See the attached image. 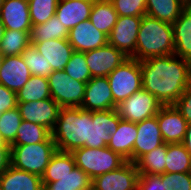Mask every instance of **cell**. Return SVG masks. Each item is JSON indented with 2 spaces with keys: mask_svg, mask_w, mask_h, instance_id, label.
<instances>
[{
  "mask_svg": "<svg viewBox=\"0 0 191 190\" xmlns=\"http://www.w3.org/2000/svg\"><path fill=\"white\" fill-rule=\"evenodd\" d=\"M167 155V144L153 149L147 154L142 155L136 162L139 174H163L165 173Z\"/></svg>",
  "mask_w": 191,
  "mask_h": 190,
  "instance_id": "obj_32",
  "label": "cell"
},
{
  "mask_svg": "<svg viewBox=\"0 0 191 190\" xmlns=\"http://www.w3.org/2000/svg\"><path fill=\"white\" fill-rule=\"evenodd\" d=\"M161 181L164 190H191V172L163 173Z\"/></svg>",
  "mask_w": 191,
  "mask_h": 190,
  "instance_id": "obj_40",
  "label": "cell"
},
{
  "mask_svg": "<svg viewBox=\"0 0 191 190\" xmlns=\"http://www.w3.org/2000/svg\"><path fill=\"white\" fill-rule=\"evenodd\" d=\"M4 33H5V27L3 26V24L0 21V43L2 42Z\"/></svg>",
  "mask_w": 191,
  "mask_h": 190,
  "instance_id": "obj_46",
  "label": "cell"
},
{
  "mask_svg": "<svg viewBox=\"0 0 191 190\" xmlns=\"http://www.w3.org/2000/svg\"><path fill=\"white\" fill-rule=\"evenodd\" d=\"M31 77L22 55L4 57L0 67V84L17 93Z\"/></svg>",
  "mask_w": 191,
  "mask_h": 190,
  "instance_id": "obj_19",
  "label": "cell"
},
{
  "mask_svg": "<svg viewBox=\"0 0 191 190\" xmlns=\"http://www.w3.org/2000/svg\"><path fill=\"white\" fill-rule=\"evenodd\" d=\"M137 190H164L160 174H139Z\"/></svg>",
  "mask_w": 191,
  "mask_h": 190,
  "instance_id": "obj_41",
  "label": "cell"
},
{
  "mask_svg": "<svg viewBox=\"0 0 191 190\" xmlns=\"http://www.w3.org/2000/svg\"><path fill=\"white\" fill-rule=\"evenodd\" d=\"M3 59L4 55L0 52V67L2 66Z\"/></svg>",
  "mask_w": 191,
  "mask_h": 190,
  "instance_id": "obj_48",
  "label": "cell"
},
{
  "mask_svg": "<svg viewBox=\"0 0 191 190\" xmlns=\"http://www.w3.org/2000/svg\"><path fill=\"white\" fill-rule=\"evenodd\" d=\"M75 159L71 152L57 150L51 157L42 178L43 187L50 182H55L56 178L64 177L75 168Z\"/></svg>",
  "mask_w": 191,
  "mask_h": 190,
  "instance_id": "obj_26",
  "label": "cell"
},
{
  "mask_svg": "<svg viewBox=\"0 0 191 190\" xmlns=\"http://www.w3.org/2000/svg\"><path fill=\"white\" fill-rule=\"evenodd\" d=\"M68 42L74 51L87 52L106 45L108 36L96 29L88 19L69 30Z\"/></svg>",
  "mask_w": 191,
  "mask_h": 190,
  "instance_id": "obj_16",
  "label": "cell"
},
{
  "mask_svg": "<svg viewBox=\"0 0 191 190\" xmlns=\"http://www.w3.org/2000/svg\"><path fill=\"white\" fill-rule=\"evenodd\" d=\"M107 79L112 90L114 106L129 98L133 93L142 89V74L138 60L128 57Z\"/></svg>",
  "mask_w": 191,
  "mask_h": 190,
  "instance_id": "obj_6",
  "label": "cell"
},
{
  "mask_svg": "<svg viewBox=\"0 0 191 190\" xmlns=\"http://www.w3.org/2000/svg\"><path fill=\"white\" fill-rule=\"evenodd\" d=\"M188 6V0H147L146 15L173 24Z\"/></svg>",
  "mask_w": 191,
  "mask_h": 190,
  "instance_id": "obj_25",
  "label": "cell"
},
{
  "mask_svg": "<svg viewBox=\"0 0 191 190\" xmlns=\"http://www.w3.org/2000/svg\"><path fill=\"white\" fill-rule=\"evenodd\" d=\"M0 190H44L42 178L10 165L0 176Z\"/></svg>",
  "mask_w": 191,
  "mask_h": 190,
  "instance_id": "obj_23",
  "label": "cell"
},
{
  "mask_svg": "<svg viewBox=\"0 0 191 190\" xmlns=\"http://www.w3.org/2000/svg\"><path fill=\"white\" fill-rule=\"evenodd\" d=\"M81 108L91 112L116 109L107 77H93L86 83Z\"/></svg>",
  "mask_w": 191,
  "mask_h": 190,
  "instance_id": "obj_13",
  "label": "cell"
},
{
  "mask_svg": "<svg viewBox=\"0 0 191 190\" xmlns=\"http://www.w3.org/2000/svg\"><path fill=\"white\" fill-rule=\"evenodd\" d=\"M136 123L120 120L117 131L111 135L107 147L126 161L132 162L134 143L137 138Z\"/></svg>",
  "mask_w": 191,
  "mask_h": 190,
  "instance_id": "obj_22",
  "label": "cell"
},
{
  "mask_svg": "<svg viewBox=\"0 0 191 190\" xmlns=\"http://www.w3.org/2000/svg\"><path fill=\"white\" fill-rule=\"evenodd\" d=\"M174 50L172 24L143 15L137 35L135 53L131 57L141 61L151 57L174 54Z\"/></svg>",
  "mask_w": 191,
  "mask_h": 190,
  "instance_id": "obj_3",
  "label": "cell"
},
{
  "mask_svg": "<svg viewBox=\"0 0 191 190\" xmlns=\"http://www.w3.org/2000/svg\"><path fill=\"white\" fill-rule=\"evenodd\" d=\"M52 132L44 126L29 121H21L15 141L10 146L36 144L48 141Z\"/></svg>",
  "mask_w": 191,
  "mask_h": 190,
  "instance_id": "obj_31",
  "label": "cell"
},
{
  "mask_svg": "<svg viewBox=\"0 0 191 190\" xmlns=\"http://www.w3.org/2000/svg\"><path fill=\"white\" fill-rule=\"evenodd\" d=\"M173 105L180 112L187 123H191V84L185 89Z\"/></svg>",
  "mask_w": 191,
  "mask_h": 190,
  "instance_id": "obj_42",
  "label": "cell"
},
{
  "mask_svg": "<svg viewBox=\"0 0 191 190\" xmlns=\"http://www.w3.org/2000/svg\"><path fill=\"white\" fill-rule=\"evenodd\" d=\"M30 44V32L5 29L0 43V52L4 57L22 55Z\"/></svg>",
  "mask_w": 191,
  "mask_h": 190,
  "instance_id": "obj_34",
  "label": "cell"
},
{
  "mask_svg": "<svg viewBox=\"0 0 191 190\" xmlns=\"http://www.w3.org/2000/svg\"><path fill=\"white\" fill-rule=\"evenodd\" d=\"M139 172L135 163L126 161L118 169L92 180V190H137Z\"/></svg>",
  "mask_w": 191,
  "mask_h": 190,
  "instance_id": "obj_9",
  "label": "cell"
},
{
  "mask_svg": "<svg viewBox=\"0 0 191 190\" xmlns=\"http://www.w3.org/2000/svg\"><path fill=\"white\" fill-rule=\"evenodd\" d=\"M51 98L48 79L31 75L28 82L17 92V102L26 103Z\"/></svg>",
  "mask_w": 191,
  "mask_h": 190,
  "instance_id": "obj_30",
  "label": "cell"
},
{
  "mask_svg": "<svg viewBox=\"0 0 191 190\" xmlns=\"http://www.w3.org/2000/svg\"><path fill=\"white\" fill-rule=\"evenodd\" d=\"M63 71L74 80L87 83L91 78L85 52L74 51Z\"/></svg>",
  "mask_w": 191,
  "mask_h": 190,
  "instance_id": "obj_38",
  "label": "cell"
},
{
  "mask_svg": "<svg viewBox=\"0 0 191 190\" xmlns=\"http://www.w3.org/2000/svg\"><path fill=\"white\" fill-rule=\"evenodd\" d=\"M142 88L162 105H173L191 84V64L174 54L139 61Z\"/></svg>",
  "mask_w": 191,
  "mask_h": 190,
  "instance_id": "obj_1",
  "label": "cell"
},
{
  "mask_svg": "<svg viewBox=\"0 0 191 190\" xmlns=\"http://www.w3.org/2000/svg\"><path fill=\"white\" fill-rule=\"evenodd\" d=\"M137 138L134 143L132 162L135 163L142 155L161 146L164 142L157 116L136 123Z\"/></svg>",
  "mask_w": 191,
  "mask_h": 190,
  "instance_id": "obj_17",
  "label": "cell"
},
{
  "mask_svg": "<svg viewBox=\"0 0 191 190\" xmlns=\"http://www.w3.org/2000/svg\"><path fill=\"white\" fill-rule=\"evenodd\" d=\"M117 19L118 14L109 0L94 1L89 20L96 29L108 36L116 24Z\"/></svg>",
  "mask_w": 191,
  "mask_h": 190,
  "instance_id": "obj_27",
  "label": "cell"
},
{
  "mask_svg": "<svg viewBox=\"0 0 191 190\" xmlns=\"http://www.w3.org/2000/svg\"><path fill=\"white\" fill-rule=\"evenodd\" d=\"M22 120L44 126L53 131L61 107L52 99L18 103L17 105Z\"/></svg>",
  "mask_w": 191,
  "mask_h": 190,
  "instance_id": "obj_12",
  "label": "cell"
},
{
  "mask_svg": "<svg viewBox=\"0 0 191 190\" xmlns=\"http://www.w3.org/2000/svg\"><path fill=\"white\" fill-rule=\"evenodd\" d=\"M59 0H28L32 25L47 22L56 13Z\"/></svg>",
  "mask_w": 191,
  "mask_h": 190,
  "instance_id": "obj_35",
  "label": "cell"
},
{
  "mask_svg": "<svg viewBox=\"0 0 191 190\" xmlns=\"http://www.w3.org/2000/svg\"><path fill=\"white\" fill-rule=\"evenodd\" d=\"M69 31L54 15L43 24L32 25L30 42H43L53 39H68Z\"/></svg>",
  "mask_w": 191,
  "mask_h": 190,
  "instance_id": "obj_29",
  "label": "cell"
},
{
  "mask_svg": "<svg viewBox=\"0 0 191 190\" xmlns=\"http://www.w3.org/2000/svg\"><path fill=\"white\" fill-rule=\"evenodd\" d=\"M11 165V147H0V176Z\"/></svg>",
  "mask_w": 191,
  "mask_h": 190,
  "instance_id": "obj_44",
  "label": "cell"
},
{
  "mask_svg": "<svg viewBox=\"0 0 191 190\" xmlns=\"http://www.w3.org/2000/svg\"><path fill=\"white\" fill-rule=\"evenodd\" d=\"M182 144L184 145L188 153L191 155V123H189L187 126V130Z\"/></svg>",
  "mask_w": 191,
  "mask_h": 190,
  "instance_id": "obj_45",
  "label": "cell"
},
{
  "mask_svg": "<svg viewBox=\"0 0 191 190\" xmlns=\"http://www.w3.org/2000/svg\"><path fill=\"white\" fill-rule=\"evenodd\" d=\"M51 98L61 107H81L86 83L74 80L65 71H52L47 77Z\"/></svg>",
  "mask_w": 191,
  "mask_h": 190,
  "instance_id": "obj_7",
  "label": "cell"
},
{
  "mask_svg": "<svg viewBox=\"0 0 191 190\" xmlns=\"http://www.w3.org/2000/svg\"><path fill=\"white\" fill-rule=\"evenodd\" d=\"M17 93L0 84V113L17 107Z\"/></svg>",
  "mask_w": 191,
  "mask_h": 190,
  "instance_id": "obj_43",
  "label": "cell"
},
{
  "mask_svg": "<svg viewBox=\"0 0 191 190\" xmlns=\"http://www.w3.org/2000/svg\"><path fill=\"white\" fill-rule=\"evenodd\" d=\"M44 190H92V179L79 167L55 182L47 183Z\"/></svg>",
  "mask_w": 191,
  "mask_h": 190,
  "instance_id": "obj_28",
  "label": "cell"
},
{
  "mask_svg": "<svg viewBox=\"0 0 191 190\" xmlns=\"http://www.w3.org/2000/svg\"><path fill=\"white\" fill-rule=\"evenodd\" d=\"M10 147L11 165L40 177L48 166L52 155L57 151L52 137L48 141L36 144Z\"/></svg>",
  "mask_w": 191,
  "mask_h": 190,
  "instance_id": "obj_4",
  "label": "cell"
},
{
  "mask_svg": "<svg viewBox=\"0 0 191 190\" xmlns=\"http://www.w3.org/2000/svg\"><path fill=\"white\" fill-rule=\"evenodd\" d=\"M162 106L153 94L142 88L120 102L116 110L122 120L138 123L156 116Z\"/></svg>",
  "mask_w": 191,
  "mask_h": 190,
  "instance_id": "obj_8",
  "label": "cell"
},
{
  "mask_svg": "<svg viewBox=\"0 0 191 190\" xmlns=\"http://www.w3.org/2000/svg\"><path fill=\"white\" fill-rule=\"evenodd\" d=\"M165 173L191 172V155L182 143L167 144Z\"/></svg>",
  "mask_w": 191,
  "mask_h": 190,
  "instance_id": "obj_33",
  "label": "cell"
},
{
  "mask_svg": "<svg viewBox=\"0 0 191 190\" xmlns=\"http://www.w3.org/2000/svg\"><path fill=\"white\" fill-rule=\"evenodd\" d=\"M141 21L142 17L118 16L116 24L108 35V43L127 57H131L135 53Z\"/></svg>",
  "mask_w": 191,
  "mask_h": 190,
  "instance_id": "obj_10",
  "label": "cell"
},
{
  "mask_svg": "<svg viewBox=\"0 0 191 190\" xmlns=\"http://www.w3.org/2000/svg\"><path fill=\"white\" fill-rule=\"evenodd\" d=\"M21 121L18 107L0 113V134L7 144L11 145L15 141Z\"/></svg>",
  "mask_w": 191,
  "mask_h": 190,
  "instance_id": "obj_37",
  "label": "cell"
},
{
  "mask_svg": "<svg viewBox=\"0 0 191 190\" xmlns=\"http://www.w3.org/2000/svg\"><path fill=\"white\" fill-rule=\"evenodd\" d=\"M90 122H93L91 111L81 107L61 108L52 131L57 150L72 152L80 147L90 148Z\"/></svg>",
  "mask_w": 191,
  "mask_h": 190,
  "instance_id": "obj_2",
  "label": "cell"
},
{
  "mask_svg": "<svg viewBox=\"0 0 191 190\" xmlns=\"http://www.w3.org/2000/svg\"><path fill=\"white\" fill-rule=\"evenodd\" d=\"M44 56L52 71L63 70L74 52L68 39H53L43 42H30Z\"/></svg>",
  "mask_w": 191,
  "mask_h": 190,
  "instance_id": "obj_20",
  "label": "cell"
},
{
  "mask_svg": "<svg viewBox=\"0 0 191 190\" xmlns=\"http://www.w3.org/2000/svg\"><path fill=\"white\" fill-rule=\"evenodd\" d=\"M128 57L114 46L106 45L85 52V59L93 77H107Z\"/></svg>",
  "mask_w": 191,
  "mask_h": 190,
  "instance_id": "obj_11",
  "label": "cell"
},
{
  "mask_svg": "<svg viewBox=\"0 0 191 190\" xmlns=\"http://www.w3.org/2000/svg\"><path fill=\"white\" fill-rule=\"evenodd\" d=\"M77 167L92 180L102 174L118 169L126 160L107 146L102 148L80 147L72 152Z\"/></svg>",
  "mask_w": 191,
  "mask_h": 190,
  "instance_id": "obj_5",
  "label": "cell"
},
{
  "mask_svg": "<svg viewBox=\"0 0 191 190\" xmlns=\"http://www.w3.org/2000/svg\"><path fill=\"white\" fill-rule=\"evenodd\" d=\"M22 57L31 75L47 78L51 74V65L47 64V61L44 59L45 57L37 51L34 45L30 44L22 52Z\"/></svg>",
  "mask_w": 191,
  "mask_h": 190,
  "instance_id": "obj_36",
  "label": "cell"
},
{
  "mask_svg": "<svg viewBox=\"0 0 191 190\" xmlns=\"http://www.w3.org/2000/svg\"><path fill=\"white\" fill-rule=\"evenodd\" d=\"M3 2H4V0H0V7H1V5H2Z\"/></svg>",
  "mask_w": 191,
  "mask_h": 190,
  "instance_id": "obj_49",
  "label": "cell"
},
{
  "mask_svg": "<svg viewBox=\"0 0 191 190\" xmlns=\"http://www.w3.org/2000/svg\"><path fill=\"white\" fill-rule=\"evenodd\" d=\"M157 121L166 144L182 143L188 123L174 105H163L157 113Z\"/></svg>",
  "mask_w": 191,
  "mask_h": 190,
  "instance_id": "obj_15",
  "label": "cell"
},
{
  "mask_svg": "<svg viewBox=\"0 0 191 190\" xmlns=\"http://www.w3.org/2000/svg\"><path fill=\"white\" fill-rule=\"evenodd\" d=\"M0 147H10V145L5 142L1 134H0Z\"/></svg>",
  "mask_w": 191,
  "mask_h": 190,
  "instance_id": "obj_47",
  "label": "cell"
},
{
  "mask_svg": "<svg viewBox=\"0 0 191 190\" xmlns=\"http://www.w3.org/2000/svg\"><path fill=\"white\" fill-rule=\"evenodd\" d=\"M118 16H137L146 15L147 0H109Z\"/></svg>",
  "mask_w": 191,
  "mask_h": 190,
  "instance_id": "obj_39",
  "label": "cell"
},
{
  "mask_svg": "<svg viewBox=\"0 0 191 190\" xmlns=\"http://www.w3.org/2000/svg\"><path fill=\"white\" fill-rule=\"evenodd\" d=\"M172 28L175 42L174 55L191 64V6L189 4L172 24Z\"/></svg>",
  "mask_w": 191,
  "mask_h": 190,
  "instance_id": "obj_24",
  "label": "cell"
},
{
  "mask_svg": "<svg viewBox=\"0 0 191 190\" xmlns=\"http://www.w3.org/2000/svg\"><path fill=\"white\" fill-rule=\"evenodd\" d=\"M121 120L116 109L92 111L90 122V148L107 146L110 137L117 131Z\"/></svg>",
  "mask_w": 191,
  "mask_h": 190,
  "instance_id": "obj_14",
  "label": "cell"
},
{
  "mask_svg": "<svg viewBox=\"0 0 191 190\" xmlns=\"http://www.w3.org/2000/svg\"><path fill=\"white\" fill-rule=\"evenodd\" d=\"M93 3V0H59L55 16L69 31L89 19Z\"/></svg>",
  "mask_w": 191,
  "mask_h": 190,
  "instance_id": "obj_21",
  "label": "cell"
},
{
  "mask_svg": "<svg viewBox=\"0 0 191 190\" xmlns=\"http://www.w3.org/2000/svg\"><path fill=\"white\" fill-rule=\"evenodd\" d=\"M0 21L5 29L31 32L28 0H4L0 7Z\"/></svg>",
  "mask_w": 191,
  "mask_h": 190,
  "instance_id": "obj_18",
  "label": "cell"
}]
</instances>
